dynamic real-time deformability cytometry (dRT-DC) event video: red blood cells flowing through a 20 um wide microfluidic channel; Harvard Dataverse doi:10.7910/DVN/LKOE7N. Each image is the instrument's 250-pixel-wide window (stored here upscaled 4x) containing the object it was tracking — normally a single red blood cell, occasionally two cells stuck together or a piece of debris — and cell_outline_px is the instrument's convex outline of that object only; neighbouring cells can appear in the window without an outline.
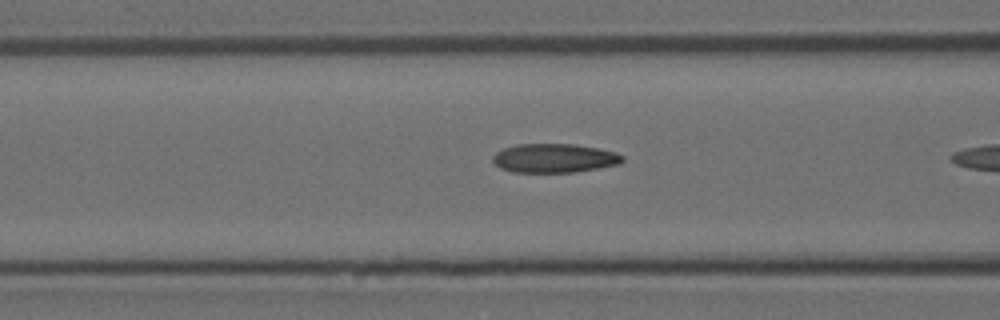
{"species": "Egyptian fruit bat (a non-hibernating species)", "species_latin": "Rousettus aegyptiacus", "temperature_condition": "room temperature", "stored_images_in_passage": 7, "camera_frame_rate_fps": 3000, "um_per_image_px": 0.085, "animal": {"sex": "female"}, "frame": {"image": 1, "passage_image": 6, "time_ms": 1.667, "image_size_px": [1000, 320], "cell_outline_px": [[624, 160], [620, 164], [572, 172], [512, 172], [500, 168], [492, 160], [492, 156], [496, 152], [504, 148], [516, 144], [576, 144], [616, 152], [624, 156]], "centroid_in_image_um": [47.1, 13.44], "position_along_channel_um": 119.5, "area_um2": 21.85}}